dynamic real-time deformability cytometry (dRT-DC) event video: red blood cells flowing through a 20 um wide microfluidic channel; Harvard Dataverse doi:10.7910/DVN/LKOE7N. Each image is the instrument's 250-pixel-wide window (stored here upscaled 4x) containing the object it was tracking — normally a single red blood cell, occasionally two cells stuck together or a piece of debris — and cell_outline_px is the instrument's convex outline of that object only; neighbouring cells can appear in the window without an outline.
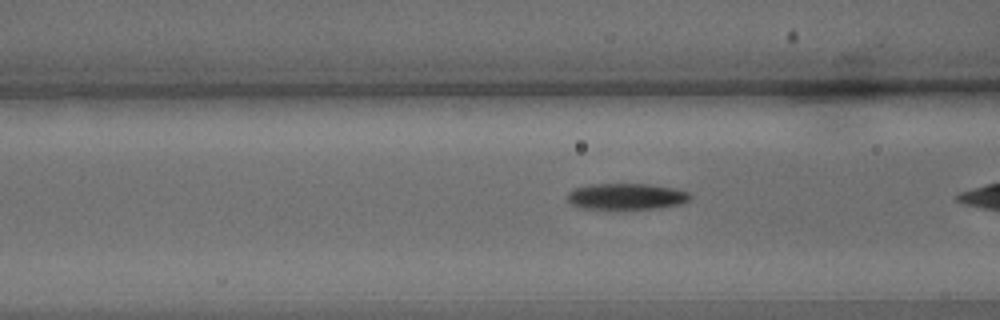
{"species": "common noctule bat (a hibernating species)", "species_latin": "Nyctalus noctula", "temperature_condition": "warm", "stored_images_in_passage": 32, "camera_frame_rate_fps": 3000, "um_per_image_px": 0.085, "animal": {"sex": "male", "body_mass_g": 15.6}, "frame": {"image": 1, "passage_image": 10, "time_ms": 3.0, "image_size_px": [1000, 320], "cell_outline_px": [[692, 196], [688, 200], [680, 204], [660, 208], [616, 212], [612, 212], [580, 208], [572, 204], [568, 200], [568, 192], [572, 188], [588, 184], [648, 184], [672, 188], [688, 192]], "centroid_in_image_um": [53.17, 16.75], "position_along_channel_um": 113.4, "area_um2": 19.77}}
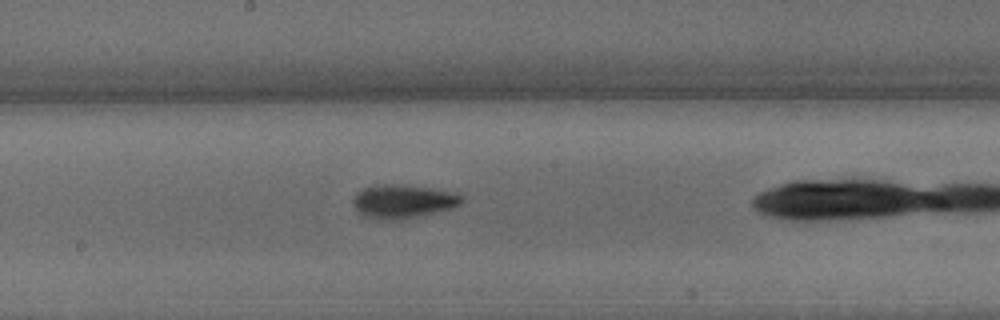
{"frame": {"image": 2, "passage_image": 18, "time_ms": 5.667, "image_size_px": [1000, 320], "cell_outline_px": [[464, 200], [460, 204], [452, 208], [404, 220], [388, 220], [364, 216], [352, 204], [352, 200], [356, 192], [364, 188], [380, 184], [404, 184], [432, 188], [456, 192], [464, 196]], "centroid_in_image_um": [34.29, 17.11], "position_along_channel_um": 213.9, "area_um2": 21.56}}
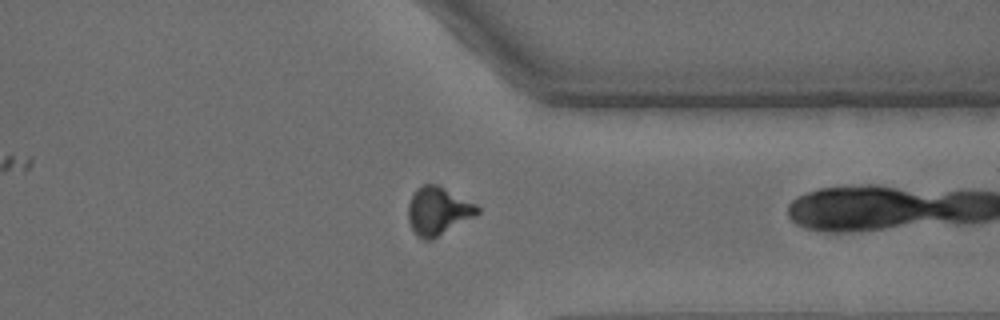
{"frame": {"image": 3, "passage_image": 31, "time_ms": 10.0, "image_size_px": [1000, 320], "cell_outline_px": [[480, 212], [476, 216], [432, 240], [424, 240], [416, 236], [408, 220], [408, 204], [412, 192], [416, 188], [424, 184], [436, 184], [476, 204], [480, 208]], "centroid_in_image_um": [37.22, 17.95], "position_along_channel_um": 374.2, "area_um2": 19.54}}